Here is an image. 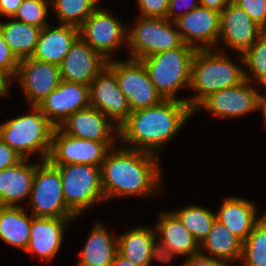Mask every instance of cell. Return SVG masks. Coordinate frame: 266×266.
Instances as JSON below:
<instances>
[{"mask_svg":"<svg viewBox=\"0 0 266 266\" xmlns=\"http://www.w3.org/2000/svg\"><path fill=\"white\" fill-rule=\"evenodd\" d=\"M115 148L107 153L101 165L105 200L118 196H150L159 189L161 170L158 155L127 147L118 151Z\"/></svg>","mask_w":266,"mask_h":266,"instance_id":"obj_1","label":"cell"},{"mask_svg":"<svg viewBox=\"0 0 266 266\" xmlns=\"http://www.w3.org/2000/svg\"><path fill=\"white\" fill-rule=\"evenodd\" d=\"M193 113L185 101L164 99L158 105L132 111L119 127L118 138L134 144L129 149L157 155V150L181 130Z\"/></svg>","mask_w":266,"mask_h":266,"instance_id":"obj_2","label":"cell"},{"mask_svg":"<svg viewBox=\"0 0 266 266\" xmlns=\"http://www.w3.org/2000/svg\"><path fill=\"white\" fill-rule=\"evenodd\" d=\"M226 54L212 49L197 50L192 60L190 87L198 94L187 99L195 111L210 94L237 86L245 80L244 69L232 62Z\"/></svg>","mask_w":266,"mask_h":266,"instance_id":"obj_3","label":"cell"},{"mask_svg":"<svg viewBox=\"0 0 266 266\" xmlns=\"http://www.w3.org/2000/svg\"><path fill=\"white\" fill-rule=\"evenodd\" d=\"M28 113L6 121L0 125V139L27 159V154L41 153L42 161L48 159L55 125L41 112L32 106Z\"/></svg>","mask_w":266,"mask_h":266,"instance_id":"obj_4","label":"cell"},{"mask_svg":"<svg viewBox=\"0 0 266 266\" xmlns=\"http://www.w3.org/2000/svg\"><path fill=\"white\" fill-rule=\"evenodd\" d=\"M197 50L182 44L172 50L163 51L141 59L150 80L164 99L181 100L176 97L181 87H190L192 60Z\"/></svg>","mask_w":266,"mask_h":266,"instance_id":"obj_5","label":"cell"},{"mask_svg":"<svg viewBox=\"0 0 266 266\" xmlns=\"http://www.w3.org/2000/svg\"><path fill=\"white\" fill-rule=\"evenodd\" d=\"M53 166L60 172L65 202L77 216L91 205L105 200L100 166L88 164Z\"/></svg>","mask_w":266,"mask_h":266,"instance_id":"obj_6","label":"cell"},{"mask_svg":"<svg viewBox=\"0 0 266 266\" xmlns=\"http://www.w3.org/2000/svg\"><path fill=\"white\" fill-rule=\"evenodd\" d=\"M29 199L35 217H78L65 202L59 170L48 160L36 164Z\"/></svg>","mask_w":266,"mask_h":266,"instance_id":"obj_7","label":"cell"},{"mask_svg":"<svg viewBox=\"0 0 266 266\" xmlns=\"http://www.w3.org/2000/svg\"><path fill=\"white\" fill-rule=\"evenodd\" d=\"M166 18L140 17L136 26L128 30L131 59L141 60L154 54L180 47L183 40L178 29Z\"/></svg>","mask_w":266,"mask_h":266,"instance_id":"obj_8","label":"cell"},{"mask_svg":"<svg viewBox=\"0 0 266 266\" xmlns=\"http://www.w3.org/2000/svg\"><path fill=\"white\" fill-rule=\"evenodd\" d=\"M107 66L115 73L119 88L127 98L131 112L158 105L164 100L150 80L141 60L131 58L125 62L110 60Z\"/></svg>","mask_w":266,"mask_h":266,"instance_id":"obj_9","label":"cell"},{"mask_svg":"<svg viewBox=\"0 0 266 266\" xmlns=\"http://www.w3.org/2000/svg\"><path fill=\"white\" fill-rule=\"evenodd\" d=\"M114 142H97L73 137L55 127L48 161L52 165L88 164L100 166Z\"/></svg>","mask_w":266,"mask_h":266,"instance_id":"obj_10","label":"cell"},{"mask_svg":"<svg viewBox=\"0 0 266 266\" xmlns=\"http://www.w3.org/2000/svg\"><path fill=\"white\" fill-rule=\"evenodd\" d=\"M114 17L97 8L79 27V36L107 61L110 53L128 42L126 27Z\"/></svg>","mask_w":266,"mask_h":266,"instance_id":"obj_11","label":"cell"},{"mask_svg":"<svg viewBox=\"0 0 266 266\" xmlns=\"http://www.w3.org/2000/svg\"><path fill=\"white\" fill-rule=\"evenodd\" d=\"M172 25L178 28L183 43L196 50L215 49L219 41L220 13L204 6L199 5L178 17ZM198 42L200 45L195 44Z\"/></svg>","mask_w":266,"mask_h":266,"instance_id":"obj_12","label":"cell"},{"mask_svg":"<svg viewBox=\"0 0 266 266\" xmlns=\"http://www.w3.org/2000/svg\"><path fill=\"white\" fill-rule=\"evenodd\" d=\"M90 106L120 127L131 113L127 98L120 90L115 73L106 65L89 86Z\"/></svg>","mask_w":266,"mask_h":266,"instance_id":"obj_13","label":"cell"},{"mask_svg":"<svg viewBox=\"0 0 266 266\" xmlns=\"http://www.w3.org/2000/svg\"><path fill=\"white\" fill-rule=\"evenodd\" d=\"M247 74L244 71L245 80L237 86L210 94L195 110L203 107L217 117H240L257 110L259 92L252 87V80Z\"/></svg>","mask_w":266,"mask_h":266,"instance_id":"obj_14","label":"cell"},{"mask_svg":"<svg viewBox=\"0 0 266 266\" xmlns=\"http://www.w3.org/2000/svg\"><path fill=\"white\" fill-rule=\"evenodd\" d=\"M15 77L19 79L24 95L31 106H37L62 81L59 65L32 57L20 59Z\"/></svg>","mask_w":266,"mask_h":266,"instance_id":"obj_15","label":"cell"},{"mask_svg":"<svg viewBox=\"0 0 266 266\" xmlns=\"http://www.w3.org/2000/svg\"><path fill=\"white\" fill-rule=\"evenodd\" d=\"M89 106V86L63 80L37 105L56 127L69 115Z\"/></svg>","mask_w":266,"mask_h":266,"instance_id":"obj_16","label":"cell"},{"mask_svg":"<svg viewBox=\"0 0 266 266\" xmlns=\"http://www.w3.org/2000/svg\"><path fill=\"white\" fill-rule=\"evenodd\" d=\"M107 62L79 36L59 65L61 79L90 86L93 79L105 68Z\"/></svg>","mask_w":266,"mask_h":266,"instance_id":"obj_17","label":"cell"},{"mask_svg":"<svg viewBox=\"0 0 266 266\" xmlns=\"http://www.w3.org/2000/svg\"><path fill=\"white\" fill-rule=\"evenodd\" d=\"M98 109L89 106L69 115L58 128L73 137L97 142H115L119 127Z\"/></svg>","mask_w":266,"mask_h":266,"instance_id":"obj_18","label":"cell"},{"mask_svg":"<svg viewBox=\"0 0 266 266\" xmlns=\"http://www.w3.org/2000/svg\"><path fill=\"white\" fill-rule=\"evenodd\" d=\"M264 32L249 15L234 2L220 13L219 39L243 54Z\"/></svg>","mask_w":266,"mask_h":266,"instance_id":"obj_19","label":"cell"},{"mask_svg":"<svg viewBox=\"0 0 266 266\" xmlns=\"http://www.w3.org/2000/svg\"><path fill=\"white\" fill-rule=\"evenodd\" d=\"M74 219L32 215L30 240L25 251L37 253L42 260H52L61 247L66 224Z\"/></svg>","mask_w":266,"mask_h":266,"instance_id":"obj_20","label":"cell"},{"mask_svg":"<svg viewBox=\"0 0 266 266\" xmlns=\"http://www.w3.org/2000/svg\"><path fill=\"white\" fill-rule=\"evenodd\" d=\"M79 37V28L72 25L60 24L51 28H42L37 46L32 58L50 64L60 65L71 45Z\"/></svg>","mask_w":266,"mask_h":266,"instance_id":"obj_21","label":"cell"},{"mask_svg":"<svg viewBox=\"0 0 266 266\" xmlns=\"http://www.w3.org/2000/svg\"><path fill=\"white\" fill-rule=\"evenodd\" d=\"M26 160L0 171V206L17 207L18 201L30 197L36 165Z\"/></svg>","mask_w":266,"mask_h":266,"instance_id":"obj_22","label":"cell"},{"mask_svg":"<svg viewBox=\"0 0 266 266\" xmlns=\"http://www.w3.org/2000/svg\"><path fill=\"white\" fill-rule=\"evenodd\" d=\"M256 215V207L251 201L237 197L226 198L220 211L215 213L216 219L242 242L246 240L253 228L266 215V212L258 219Z\"/></svg>","mask_w":266,"mask_h":266,"instance_id":"obj_23","label":"cell"},{"mask_svg":"<svg viewBox=\"0 0 266 266\" xmlns=\"http://www.w3.org/2000/svg\"><path fill=\"white\" fill-rule=\"evenodd\" d=\"M160 221L154 228L156 237L177 255L192 256L200 252V245L193 234L183 226L180 220L170 211L160 213Z\"/></svg>","mask_w":266,"mask_h":266,"instance_id":"obj_24","label":"cell"},{"mask_svg":"<svg viewBox=\"0 0 266 266\" xmlns=\"http://www.w3.org/2000/svg\"><path fill=\"white\" fill-rule=\"evenodd\" d=\"M102 225L96 223L93 229L91 228L77 266H112L118 239L113 238Z\"/></svg>","mask_w":266,"mask_h":266,"instance_id":"obj_25","label":"cell"},{"mask_svg":"<svg viewBox=\"0 0 266 266\" xmlns=\"http://www.w3.org/2000/svg\"><path fill=\"white\" fill-rule=\"evenodd\" d=\"M32 214L22 206H0V239L13 247L26 250L30 240Z\"/></svg>","mask_w":266,"mask_h":266,"instance_id":"obj_26","label":"cell"},{"mask_svg":"<svg viewBox=\"0 0 266 266\" xmlns=\"http://www.w3.org/2000/svg\"><path fill=\"white\" fill-rule=\"evenodd\" d=\"M200 247V252L203 249L209 251V257L225 262H241L243 242L217 219Z\"/></svg>","mask_w":266,"mask_h":266,"instance_id":"obj_27","label":"cell"},{"mask_svg":"<svg viewBox=\"0 0 266 266\" xmlns=\"http://www.w3.org/2000/svg\"><path fill=\"white\" fill-rule=\"evenodd\" d=\"M153 230L138 226L120 235L117 238V252L136 265L151 266V246L156 237Z\"/></svg>","mask_w":266,"mask_h":266,"instance_id":"obj_28","label":"cell"},{"mask_svg":"<svg viewBox=\"0 0 266 266\" xmlns=\"http://www.w3.org/2000/svg\"><path fill=\"white\" fill-rule=\"evenodd\" d=\"M0 22V30L11 51L20 60L31 57L36 49L42 28L11 19Z\"/></svg>","mask_w":266,"mask_h":266,"instance_id":"obj_29","label":"cell"},{"mask_svg":"<svg viewBox=\"0 0 266 266\" xmlns=\"http://www.w3.org/2000/svg\"><path fill=\"white\" fill-rule=\"evenodd\" d=\"M172 213L193 234L199 245L209 234L216 219L215 212L199 205H190Z\"/></svg>","mask_w":266,"mask_h":266,"instance_id":"obj_30","label":"cell"},{"mask_svg":"<svg viewBox=\"0 0 266 266\" xmlns=\"http://www.w3.org/2000/svg\"><path fill=\"white\" fill-rule=\"evenodd\" d=\"M99 0H50L61 24L80 27L98 8Z\"/></svg>","mask_w":266,"mask_h":266,"instance_id":"obj_31","label":"cell"},{"mask_svg":"<svg viewBox=\"0 0 266 266\" xmlns=\"http://www.w3.org/2000/svg\"><path fill=\"white\" fill-rule=\"evenodd\" d=\"M241 261L245 266H266V215L243 242Z\"/></svg>","mask_w":266,"mask_h":266,"instance_id":"obj_32","label":"cell"},{"mask_svg":"<svg viewBox=\"0 0 266 266\" xmlns=\"http://www.w3.org/2000/svg\"><path fill=\"white\" fill-rule=\"evenodd\" d=\"M239 58L253 73L254 81L266 85V31Z\"/></svg>","mask_w":266,"mask_h":266,"instance_id":"obj_33","label":"cell"},{"mask_svg":"<svg viewBox=\"0 0 266 266\" xmlns=\"http://www.w3.org/2000/svg\"><path fill=\"white\" fill-rule=\"evenodd\" d=\"M50 0H23L13 19L44 28L47 24L48 5Z\"/></svg>","mask_w":266,"mask_h":266,"instance_id":"obj_34","label":"cell"},{"mask_svg":"<svg viewBox=\"0 0 266 266\" xmlns=\"http://www.w3.org/2000/svg\"><path fill=\"white\" fill-rule=\"evenodd\" d=\"M249 17L266 31V0H234Z\"/></svg>","mask_w":266,"mask_h":266,"instance_id":"obj_35","label":"cell"},{"mask_svg":"<svg viewBox=\"0 0 266 266\" xmlns=\"http://www.w3.org/2000/svg\"><path fill=\"white\" fill-rule=\"evenodd\" d=\"M20 60L11 51L0 30V69L10 78L16 76Z\"/></svg>","mask_w":266,"mask_h":266,"instance_id":"obj_36","label":"cell"},{"mask_svg":"<svg viewBox=\"0 0 266 266\" xmlns=\"http://www.w3.org/2000/svg\"><path fill=\"white\" fill-rule=\"evenodd\" d=\"M171 0H138L140 16L166 18Z\"/></svg>","mask_w":266,"mask_h":266,"instance_id":"obj_37","label":"cell"},{"mask_svg":"<svg viewBox=\"0 0 266 266\" xmlns=\"http://www.w3.org/2000/svg\"><path fill=\"white\" fill-rule=\"evenodd\" d=\"M182 4V5H181ZM181 5V6H180ZM200 5V1L198 0L197 2L194 0H171L169 4V9L166 15V19L169 21H175L177 20L178 17H181L188 13L189 11L197 8ZM186 8V11H178L179 9ZM179 14H178V13Z\"/></svg>","mask_w":266,"mask_h":266,"instance_id":"obj_38","label":"cell"},{"mask_svg":"<svg viewBox=\"0 0 266 266\" xmlns=\"http://www.w3.org/2000/svg\"><path fill=\"white\" fill-rule=\"evenodd\" d=\"M23 157L0 139V171L18 164Z\"/></svg>","mask_w":266,"mask_h":266,"instance_id":"obj_39","label":"cell"},{"mask_svg":"<svg viewBox=\"0 0 266 266\" xmlns=\"http://www.w3.org/2000/svg\"><path fill=\"white\" fill-rule=\"evenodd\" d=\"M205 251L188 256L182 266H229L228 262L209 257Z\"/></svg>","mask_w":266,"mask_h":266,"instance_id":"obj_40","label":"cell"},{"mask_svg":"<svg viewBox=\"0 0 266 266\" xmlns=\"http://www.w3.org/2000/svg\"><path fill=\"white\" fill-rule=\"evenodd\" d=\"M156 238L158 239V237H155L151 246L150 264L152 263L153 259H157L163 263L170 262L177 254L170 250L169 247L162 241L158 243Z\"/></svg>","mask_w":266,"mask_h":266,"instance_id":"obj_41","label":"cell"},{"mask_svg":"<svg viewBox=\"0 0 266 266\" xmlns=\"http://www.w3.org/2000/svg\"><path fill=\"white\" fill-rule=\"evenodd\" d=\"M23 0H0V17L7 16L10 19L15 15Z\"/></svg>","mask_w":266,"mask_h":266,"instance_id":"obj_42","label":"cell"},{"mask_svg":"<svg viewBox=\"0 0 266 266\" xmlns=\"http://www.w3.org/2000/svg\"><path fill=\"white\" fill-rule=\"evenodd\" d=\"M200 5L208 9L215 10L219 13L229 4L233 3L234 0H199Z\"/></svg>","mask_w":266,"mask_h":266,"instance_id":"obj_43","label":"cell"},{"mask_svg":"<svg viewBox=\"0 0 266 266\" xmlns=\"http://www.w3.org/2000/svg\"><path fill=\"white\" fill-rule=\"evenodd\" d=\"M11 78L0 69V97L6 95L9 91V82H11Z\"/></svg>","mask_w":266,"mask_h":266,"instance_id":"obj_44","label":"cell"},{"mask_svg":"<svg viewBox=\"0 0 266 266\" xmlns=\"http://www.w3.org/2000/svg\"><path fill=\"white\" fill-rule=\"evenodd\" d=\"M112 266H139L130 261H128L125 257L121 256L118 252L116 253Z\"/></svg>","mask_w":266,"mask_h":266,"instance_id":"obj_45","label":"cell"},{"mask_svg":"<svg viewBox=\"0 0 266 266\" xmlns=\"http://www.w3.org/2000/svg\"><path fill=\"white\" fill-rule=\"evenodd\" d=\"M263 87L266 88V85H264ZM257 110H261L263 112V116L265 117L266 121V95H263L262 93H259L258 95Z\"/></svg>","mask_w":266,"mask_h":266,"instance_id":"obj_46","label":"cell"}]
</instances>
